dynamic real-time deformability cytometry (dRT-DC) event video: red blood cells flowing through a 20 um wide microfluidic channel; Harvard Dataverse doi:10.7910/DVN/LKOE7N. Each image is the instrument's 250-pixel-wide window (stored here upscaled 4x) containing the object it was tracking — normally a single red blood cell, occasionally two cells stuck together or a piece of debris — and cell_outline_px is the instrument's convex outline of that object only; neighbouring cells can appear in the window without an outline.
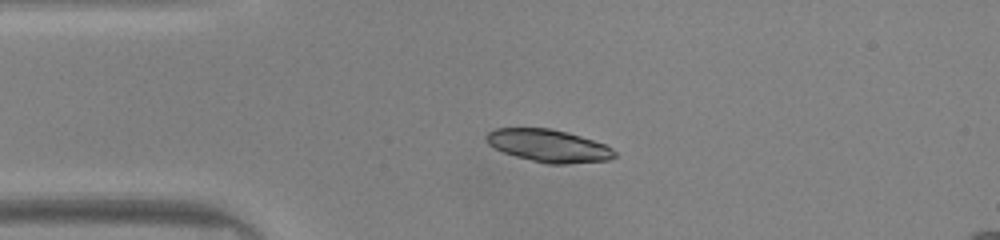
{"species": "common noctule bat (a hibernating species)", "species_latin": "Nyctalus noctula", "temperature_condition": "warm", "stored_images_in_passage": 38, "camera_frame_rate_fps": 3000, "um_per_image_px": 0.085, "animal": {"sex": "male", "body_mass_g": 20.0, "forearm_length_mm": 53.3}, "frame": {"image": 1, "passage_image": 1, "time_ms": 0.0, "image_size_px": [1000, 240], "cell_outline_px": [[616, 156], [608, 160], [568, 164], [548, 164], [516, 156], [504, 152], [488, 144], [484, 136], [488, 132], [496, 128], [548, 128], [568, 132], [604, 144], [612, 148], [616, 152]], "centroid_in_image_um": [46.63, 12.38], "position_along_channel_um": 38.4, "area_um2": 24.22}}
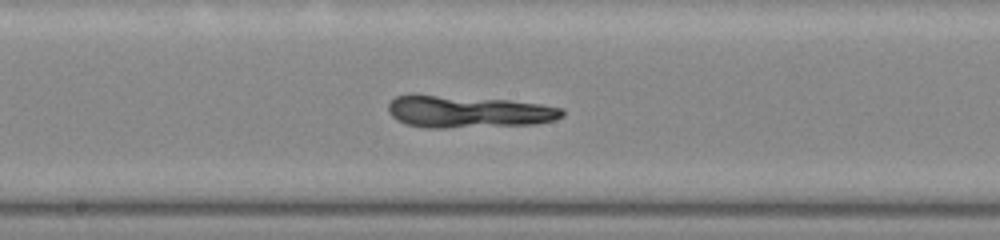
{"frame": {"image": 2, "passage_image": 15, "time_ms": 4.667, "image_size_px": [1000, 240], "cell_outline_px": [[564, 116], [556, 120], [536, 124], [444, 128], [424, 128], [404, 124], [396, 120], [388, 112], [388, 104], [396, 96], [408, 92], [508, 100], [540, 104], [564, 108]], "centroid_in_image_um": [39.73, 9.48], "position_along_channel_um": 208.5, "area_um2": 33.41}}
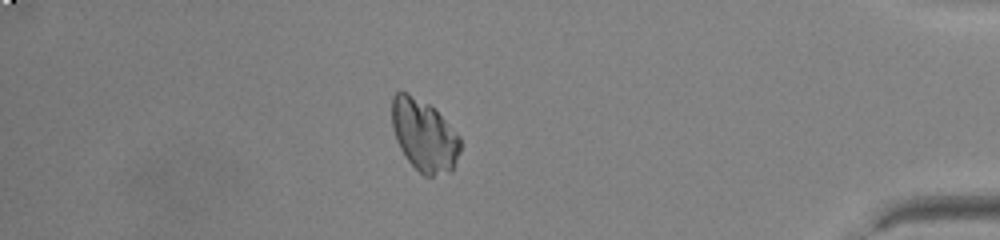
{"frame": {"image": 3, "passage_image": 32, "time_ms": 10.333, "image_size_px": [1000, 240], "cell_outline_px": [[460, 152], [452, 172], [432, 176], [424, 176], [408, 160], [400, 148], [396, 140], [392, 128], [392, 96], [396, 92], [408, 92], [428, 104], [460, 136]], "centroid_in_image_um": [36.04, 11.53], "position_along_channel_um": 399.2, "area_um2": 28.44}}